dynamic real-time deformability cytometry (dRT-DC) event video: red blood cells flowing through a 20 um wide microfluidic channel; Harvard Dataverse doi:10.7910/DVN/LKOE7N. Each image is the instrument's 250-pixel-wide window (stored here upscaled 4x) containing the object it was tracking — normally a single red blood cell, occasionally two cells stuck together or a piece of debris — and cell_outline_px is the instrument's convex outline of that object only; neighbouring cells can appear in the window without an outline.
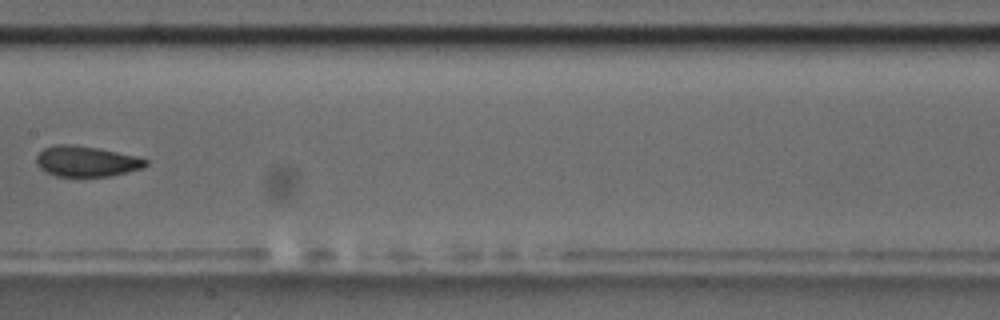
{"species": "common noctule bat (a hibernating species)", "species_latin": "Nyctalus noctula", "temperature_condition": "room temperature", "stored_images_in_passage": 15, "camera_frame_rate_fps": 3000, "um_per_image_px": 0.085, "animal": {"sex": "male", "body_mass_g": 17.5, "forearm_length_mm": 52.3}, "frame": {"image": 1, "passage_image": 7, "time_ms": 8.0, "image_size_px": [1000, 320], "cell_outline_px": [[148, 164], [144, 168], [112, 176], [56, 176], [44, 172], [36, 164], [36, 156], [44, 148], [56, 144], [68, 144], [96, 148], [136, 156], [148, 160]], "centroid_in_image_um": [7.33, 13.72], "position_along_channel_um": 200.1, "area_um2": 19.48}}
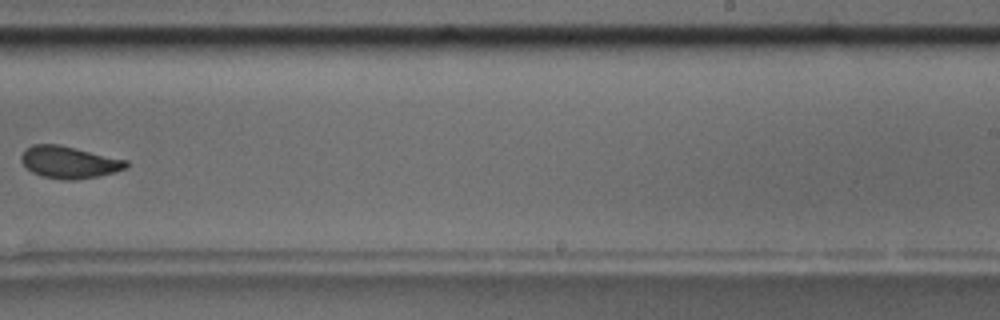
{"frame": {"image": 2, "passage_image": 9, "time_ms": 10.333, "image_size_px": [1000, 320], "cell_outline_px": [[128, 168], [100, 176], [72, 180], [64, 180], [40, 176], [32, 172], [20, 160], [20, 156], [24, 148], [32, 144], [60, 144], [128, 160]], "centroid_in_image_um": [5.87, 13.78], "position_along_channel_um": 283.1, "area_um2": 19.88}, "authors_computed_cell_mechanics": {"area_um2": 19.4786, "velocity_mm_per_s": 3.5692, "shape_relaxation_time_tau1_ms": 3.4446, "shape_relaxation_time_tau2_ms": 1.984, "deformation_change_tau1": 0.0957, "deformation_change_tau2": 0.0379}}